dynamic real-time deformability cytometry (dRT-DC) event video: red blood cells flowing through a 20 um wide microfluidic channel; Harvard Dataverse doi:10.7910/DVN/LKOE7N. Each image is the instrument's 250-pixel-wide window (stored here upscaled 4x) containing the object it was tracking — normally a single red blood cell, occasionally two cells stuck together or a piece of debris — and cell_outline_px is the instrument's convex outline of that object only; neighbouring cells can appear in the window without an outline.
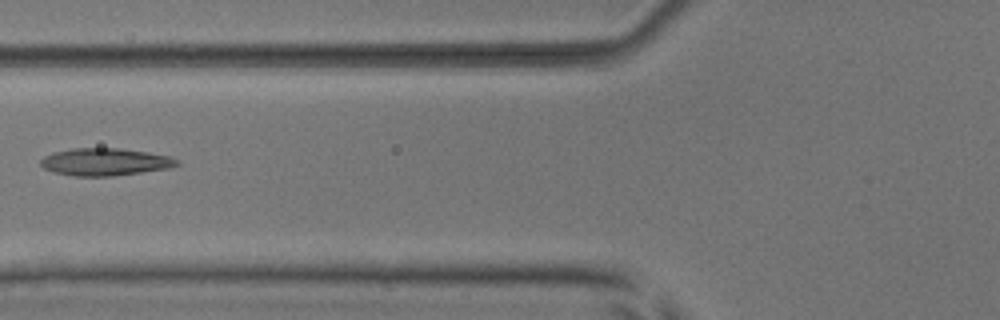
{"species": "common noctule bat (a hibernating species)", "species_latin": "Nyctalus noctula", "temperature_condition": "room temperature", "stored_images_in_passage": 7, "camera_frame_rate_fps": 3000, "um_per_image_px": 0.085, "animal": {"sex": "male", "body_mass_g": 17.9, "forearm_length_mm": 54.2}, "frame": {"image": 1, "passage_image": 7, "time_ms": 2.0, "image_size_px": [1000, 320], "cell_outline_px": [[180, 164], [172, 168], [112, 176], [72, 176], [52, 172], [44, 168], [40, 164], [40, 160], [44, 156], [52, 152], [72, 148], [120, 148], [148, 152], [172, 156], [180, 160]], "centroid_in_image_um": [8.96, 13.76], "position_along_channel_um": 116.8, "area_um2": 22.14}}